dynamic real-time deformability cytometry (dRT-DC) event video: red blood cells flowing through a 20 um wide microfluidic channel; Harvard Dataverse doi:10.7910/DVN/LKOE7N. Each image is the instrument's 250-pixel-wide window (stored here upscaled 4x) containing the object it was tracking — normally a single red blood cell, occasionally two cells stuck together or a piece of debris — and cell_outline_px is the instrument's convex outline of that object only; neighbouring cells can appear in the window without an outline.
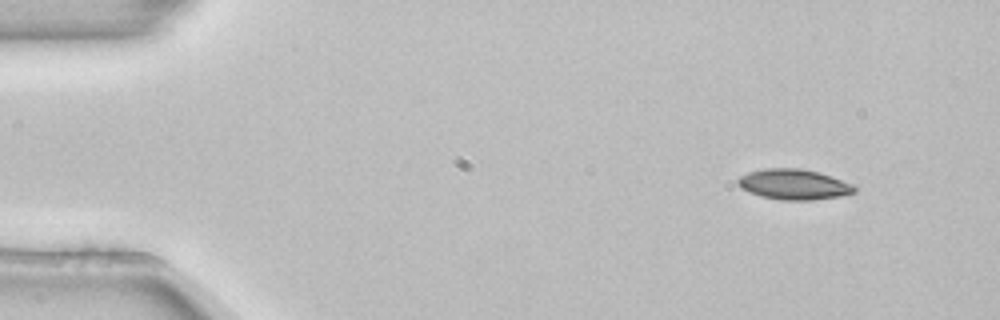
{"species": "common noctule bat (a hibernating species)", "species_latin": "Nyctalus noctula", "temperature_condition": "room temperature", "stored_images_in_passage": 4, "camera_frame_rate_fps": 3000, "um_per_image_px": 0.085, "animal": {"sex": "female", "body_mass_g": 22.7, "forearm_length_mm": 54.2}, "frame": {"image": 1, "passage_image": 1, "time_ms": 0.0, "image_size_px": [1000, 320], "cell_outline_px": [[856, 192], [840, 196], [812, 200], [784, 200], [760, 196], [748, 192], [740, 188], [736, 184], [736, 180], [740, 176], [748, 172], [764, 168], [800, 168], [820, 172], [852, 184], [856, 188]], "centroid_in_image_um": [67.43, 15.67], "position_along_channel_um": 17.6, "area_um2": 20.81}}